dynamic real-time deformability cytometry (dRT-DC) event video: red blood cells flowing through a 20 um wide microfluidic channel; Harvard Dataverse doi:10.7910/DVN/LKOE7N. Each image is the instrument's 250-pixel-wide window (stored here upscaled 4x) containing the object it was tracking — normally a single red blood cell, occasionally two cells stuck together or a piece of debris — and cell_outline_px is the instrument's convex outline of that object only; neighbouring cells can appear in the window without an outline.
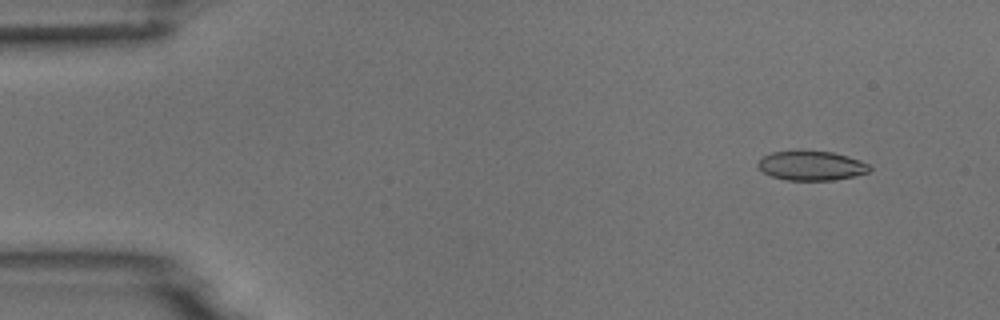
{"species": "common noctule bat (a hibernating species)", "species_latin": "Nyctalus noctula", "temperature_condition": "room temperature", "stored_images_in_passage": 3, "camera_frame_rate_fps": 3000, "um_per_image_px": 0.085, "animal": {"sex": "male", "body_mass_g": 18.8}, "frame": {"image": 1, "passage_image": 1, "time_ms": 0.0, "image_size_px": [1000, 320], "cell_outline_px": [[872, 168], [868, 172], [852, 176], [832, 180], [788, 180], [772, 176], [764, 172], [756, 164], [764, 156], [772, 152], [832, 152], [848, 156], [860, 160], [868, 164]], "centroid_in_image_um": [68.99, 14.09], "position_along_channel_um": 16.0, "area_um2": 18.61}}